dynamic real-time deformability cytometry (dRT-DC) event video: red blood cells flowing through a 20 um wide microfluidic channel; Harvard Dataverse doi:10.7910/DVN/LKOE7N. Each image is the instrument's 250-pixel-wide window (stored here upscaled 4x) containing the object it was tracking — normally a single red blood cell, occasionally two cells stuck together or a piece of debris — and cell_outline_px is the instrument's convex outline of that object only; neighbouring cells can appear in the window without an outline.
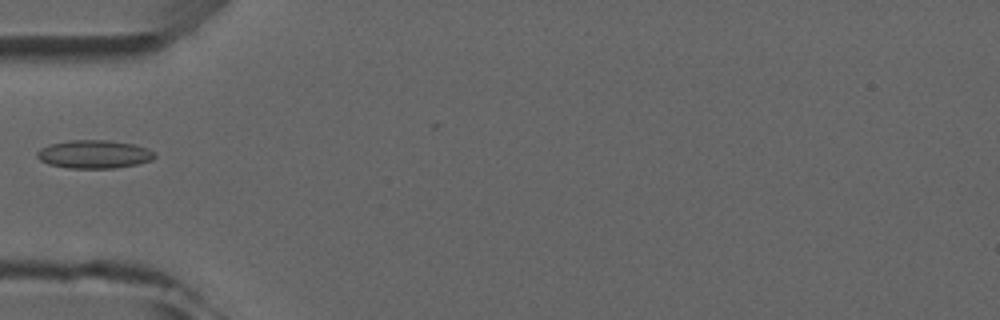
{"species": "common noctule bat (a hibernating species)", "species_latin": "Nyctalus noctula", "temperature_condition": "room temperature", "stored_images_in_passage": 5, "camera_frame_rate_fps": 3000, "um_per_image_px": 0.085, "animal": {"sex": "male", "forearm_length_mm": 52.5}, "frame": {"image": 1, "passage_image": 4, "time_ms": 4.333, "image_size_px": [1000, 320], "cell_outline_px": [[156, 156], [152, 160], [136, 164], [116, 168], [68, 168], [48, 164], [40, 160], [36, 156], [36, 152], [40, 148], [52, 144], [72, 140], [108, 140], [132, 144], [148, 148]], "centroid_in_image_um": [7.99, 13.11], "position_along_channel_um": 77.0, "area_um2": 19.25}}
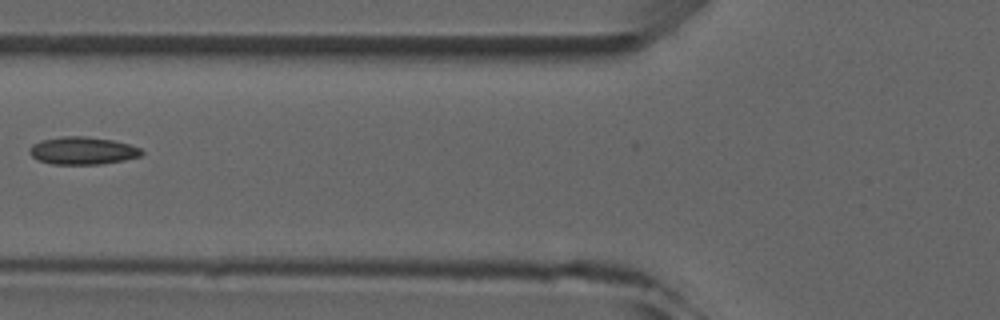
{"frame": {"image": 2, "passage_image": 5, "time_ms": 5.333, "image_size_px": [1000, 320], "cell_outline_px": [[144, 152], [140, 156], [124, 160], [100, 164], [52, 164], [36, 160], [28, 152], [28, 148], [32, 144], [40, 140], [64, 136], [84, 136], [112, 140], [128, 144], [140, 148]], "centroid_in_image_um": [6.97, 12.81], "position_along_channel_um": 118.8, "area_um2": 18.09}}